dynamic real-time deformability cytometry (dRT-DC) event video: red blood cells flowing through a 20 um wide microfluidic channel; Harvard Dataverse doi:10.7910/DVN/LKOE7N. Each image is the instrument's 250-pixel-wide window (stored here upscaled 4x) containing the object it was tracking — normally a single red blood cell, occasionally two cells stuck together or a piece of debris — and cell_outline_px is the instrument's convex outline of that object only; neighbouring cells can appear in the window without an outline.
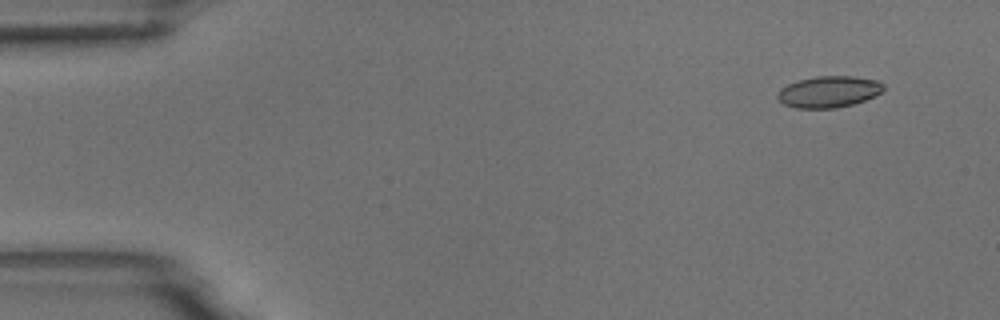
{"species": "common noctule bat (a hibernating species)", "species_latin": "Nyctalus noctula", "temperature_condition": "room temperature", "stored_images_in_passage": 5, "camera_frame_rate_fps": 3000, "um_per_image_px": 0.085, "animal": {"sex": "male", "body_mass_g": 18.8}, "frame": {"image": 1, "passage_image": 1, "time_ms": 0.0, "image_size_px": [1000, 320], "cell_outline_px": [[884, 88], [880, 92], [864, 100], [852, 104], [836, 108], [796, 108], [784, 104], [776, 96], [780, 88], [788, 84], [800, 80], [816, 76], [852, 76], [880, 80], [884, 84]], "centroid_in_image_um": [70.44, 7.79], "position_along_channel_um": 14.6, "area_um2": 19.31}}
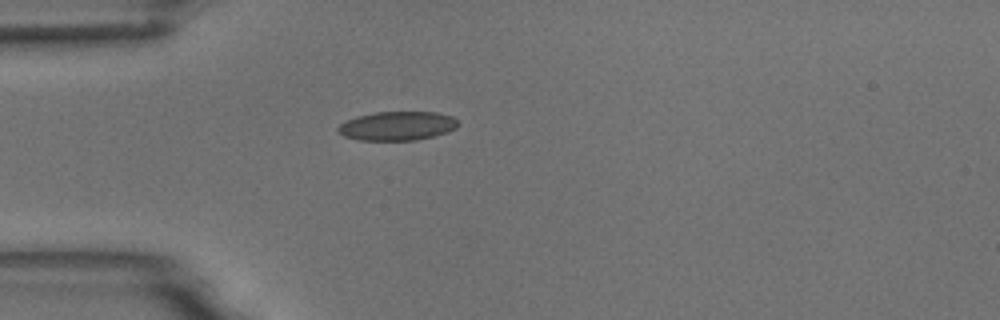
{"frame": {"image": 2, "passage_image": 4, "time_ms": 1.0, "image_size_px": [1000, 320], "cell_outline_px": [[460, 124], [456, 128], [448, 132], [416, 140], [360, 140], [344, 136], [336, 128], [340, 124], [356, 116], [376, 112], [436, 112], [452, 116]], "centroid_in_image_um": [33.79, 10.7], "position_along_channel_um": 51.2, "area_um2": 20.17}}